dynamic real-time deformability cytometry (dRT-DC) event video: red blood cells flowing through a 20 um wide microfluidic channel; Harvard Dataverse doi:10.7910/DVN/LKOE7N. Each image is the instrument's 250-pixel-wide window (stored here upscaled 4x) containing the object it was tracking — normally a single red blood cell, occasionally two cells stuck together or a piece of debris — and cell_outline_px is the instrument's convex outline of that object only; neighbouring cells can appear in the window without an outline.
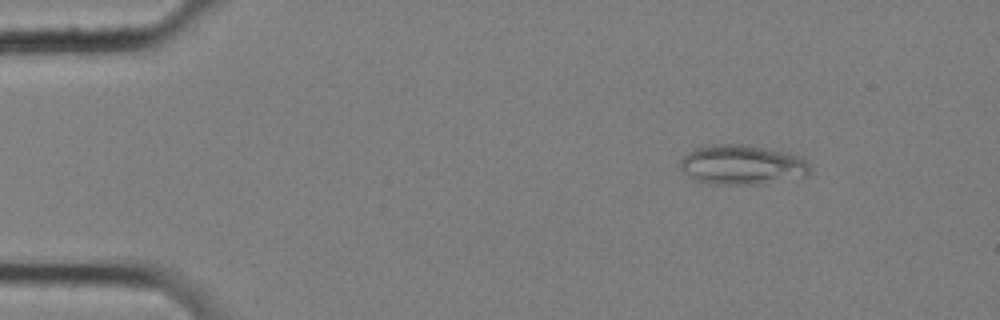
{"species": "common noctule bat (a hibernating species)", "species_latin": "Nyctalus noctula", "temperature_condition": "cold", "stored_images_in_passage": 51, "camera_frame_rate_fps": 3000, "um_per_image_px": 0.085, "animal": {"sex": "female", "body_mass_g": 25.1}, "frame": {"image": 1, "passage_image": 1, "time_ms": 0.0, "image_size_px": [1000, 320], "cell_outline_px": [[808, 172], [804, 176], [756, 184], [708, 184], [696, 180], [684, 172], [680, 168], [680, 160], [688, 152], [696, 148], [712, 144], [744, 144], [764, 148], [800, 156], [808, 164]], "centroid_in_image_um": [63.0, 14.0], "position_along_channel_um": 22.0, "area_um2": 29.48}}
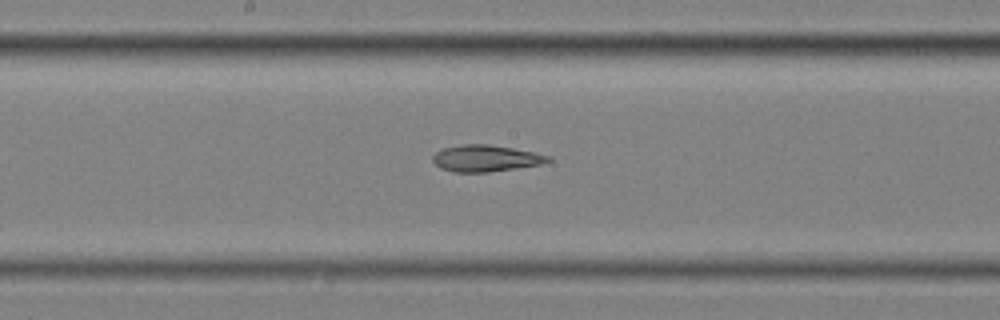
{"frame": {"image": 2, "passage_image": 24, "time_ms": 7.667, "image_size_px": [1000, 320], "cell_outline_px": [[552, 160], [540, 164], [488, 172], [452, 172], [440, 168], [432, 160], [432, 156], [440, 148], [464, 144], [488, 144], [512, 148], [552, 156]], "centroid_in_image_um": [41.24, 13.45], "position_along_channel_um": 207.0, "area_um2": 17.8}}
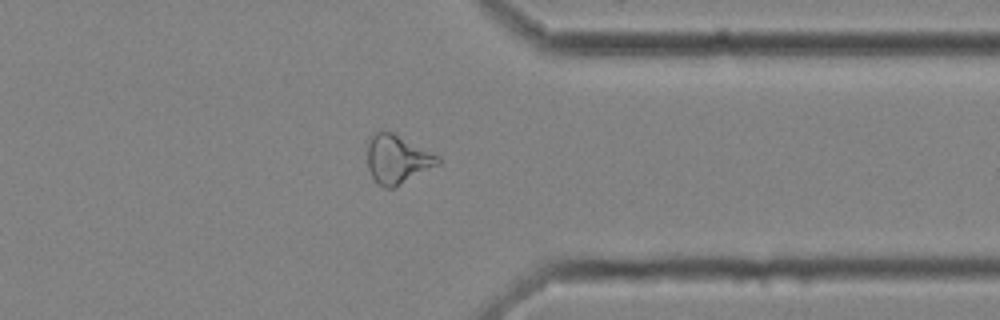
{"frame": {"image": 3, "passage_image": 39, "time_ms": 12.667, "image_size_px": [1000, 320], "cell_outline_px": [[440, 164], [392, 188], [384, 188], [372, 176], [368, 168], [368, 136], [376, 132], [392, 132], [440, 156]], "centroid_in_image_um": [33.77, 13.52], "position_along_channel_um": 377.6, "area_um2": 19.71}, "authors_computed_cell_mechanics": {"area_um2": 20.3456, "velocity_mm_per_s": 3.4968, "shape_relaxation_time_tau1_ms": null, "shape_relaxation_time_tau2_ms": 6.4534, "deformation_change_tau1": null, "deformation_change_tau2": 0.1628}}